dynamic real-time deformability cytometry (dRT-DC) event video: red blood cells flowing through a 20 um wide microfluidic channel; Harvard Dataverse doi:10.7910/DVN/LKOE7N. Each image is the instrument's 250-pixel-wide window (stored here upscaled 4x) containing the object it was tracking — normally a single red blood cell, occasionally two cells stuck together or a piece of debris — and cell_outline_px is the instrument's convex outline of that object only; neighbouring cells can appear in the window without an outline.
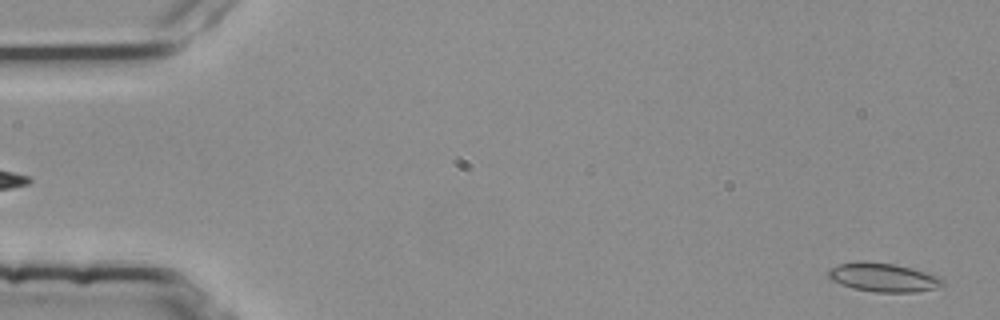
{"species": "common noctule bat (a hibernating species)", "species_latin": "Nyctalus noctula", "temperature_condition": "room temperature", "stored_images_in_passage": 15, "camera_frame_rate_fps": 3000, "um_per_image_px": 0.085, "animal": {"sex": "female", "body_mass_g": 25.1}, "frame": {"image": 1, "passage_image": 1, "time_ms": 0.0, "image_size_px": [1000, 320], "cell_outline_px": [[944, 284], [936, 288], [916, 292], [876, 292], [852, 288], [840, 284], [832, 280], [828, 276], [828, 272], [832, 268], [840, 264], [860, 260], [864, 260], [896, 264], [912, 268], [940, 276], [944, 280]], "centroid_in_image_um": [75.1, 23.57], "position_along_channel_um": 9.9, "area_um2": 19.31}}
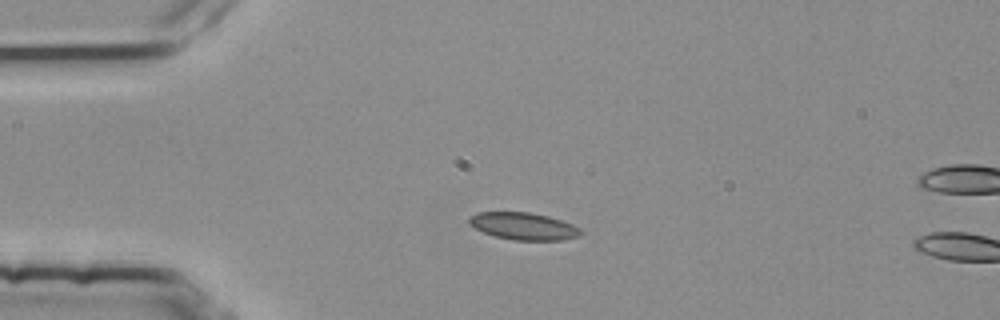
{"frame": {"image": 2, "passage_image": 12, "time_ms": 3.667, "image_size_px": [1000, 320], "cell_outline_px": [[584, 232], [580, 236], [564, 240], [512, 240], [496, 236], [484, 232], [468, 224], [468, 216], [480, 212], [528, 212], [548, 216], [572, 224], [580, 228]], "centroid_in_image_um": [44.52, 19.23], "position_along_channel_um": 40.5, "area_um2": 17.74}}